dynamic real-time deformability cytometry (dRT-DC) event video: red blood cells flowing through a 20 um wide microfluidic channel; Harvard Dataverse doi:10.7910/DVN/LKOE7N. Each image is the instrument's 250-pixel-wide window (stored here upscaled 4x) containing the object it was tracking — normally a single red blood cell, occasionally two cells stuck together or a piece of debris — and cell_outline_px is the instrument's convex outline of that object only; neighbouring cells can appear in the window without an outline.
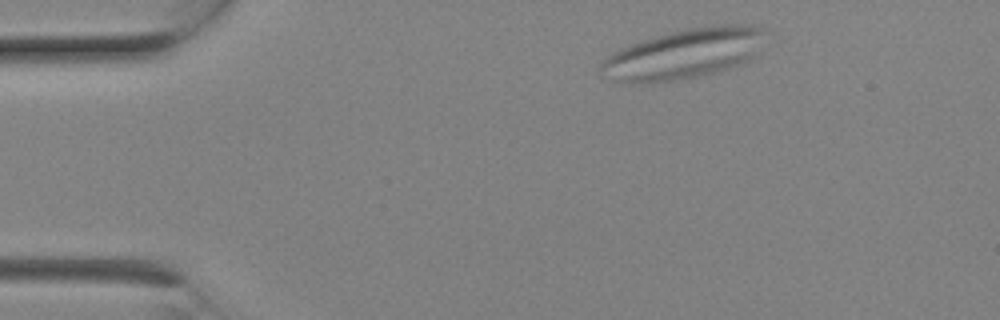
{"species": "Egyptian fruit bat (a non-hibernating species)", "species_latin": "Rousettus aegyptiacus", "temperature_condition": "room temperature", "stored_images_in_passage": 4, "camera_frame_rate_fps": 3000, "um_per_image_px": 0.085, "animal": {"sex": "female"}, "frame": {"image": 1, "passage_image": 1, "time_ms": 0.0, "image_size_px": [1000, 320], "cell_outline_px": [[764, 28], [752, 56], [748, 60], [712, 72], [696, 76], [648, 84], [640, 84], [612, 80], [600, 76], [600, 64], [612, 52], [632, 44], [668, 32], [688, 28], [716, 24], [748, 24]], "centroid_in_image_um": [58.0, 4.58], "position_along_channel_um": 27.0, "area_um2": 46.99}}